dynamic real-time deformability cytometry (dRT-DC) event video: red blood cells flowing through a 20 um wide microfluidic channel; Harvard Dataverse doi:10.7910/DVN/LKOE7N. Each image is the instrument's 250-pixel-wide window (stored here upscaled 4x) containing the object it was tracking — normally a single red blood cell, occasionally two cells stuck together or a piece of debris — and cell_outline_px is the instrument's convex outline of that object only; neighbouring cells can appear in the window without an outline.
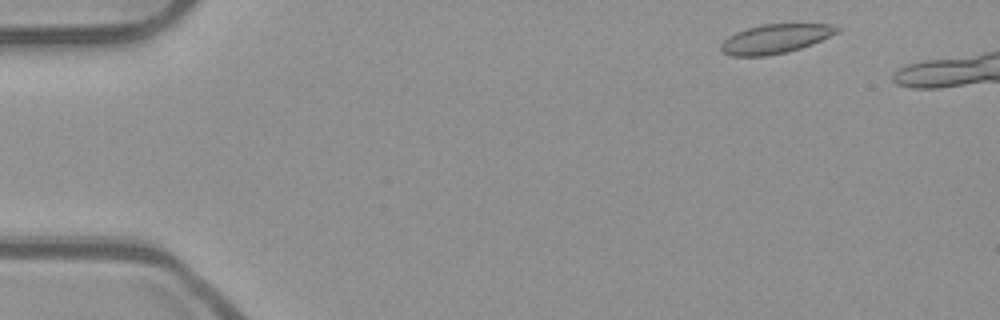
{"species": "common noctule bat (a hibernating species)", "species_latin": "Nyctalus noctula", "temperature_condition": "room temperature", "stored_images_in_passage": 43, "camera_frame_rate_fps": 3000, "um_per_image_px": 0.085, "animal": {"sex": "male", "body_mass_g": 23.1, "forearm_length_mm": 52.7}, "frame": {"image": 1, "passage_image": 2, "time_ms": 0.333, "image_size_px": [1000, 320], "cell_outline_px": [[840, 32], [812, 44], [788, 52], [764, 56], [732, 56], [724, 52], [720, 48], [720, 44], [728, 36], [736, 32], [748, 28], [764, 24], [832, 24], [840, 28]], "centroid_in_image_um": [65.92, 3.3], "position_along_channel_um": 19.1, "area_um2": 19.71}}
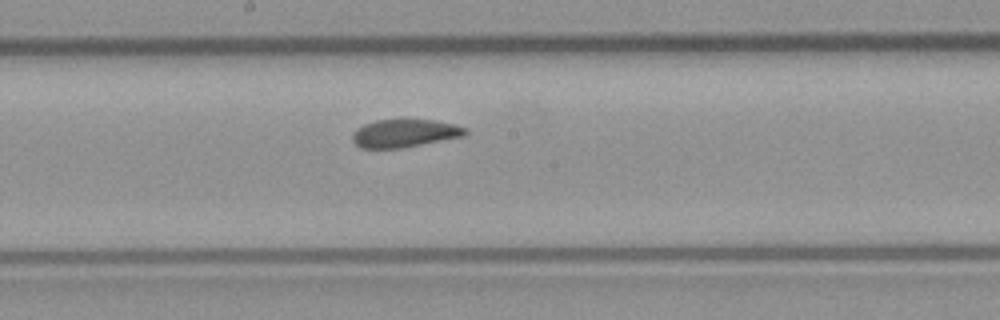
{"frame": {"image": 2, "passage_image": 25, "time_ms": 8.0, "image_size_px": [1000, 320], "cell_outline_px": [[468, 132], [464, 136], [400, 148], [360, 148], [352, 140], [352, 132], [356, 128], [364, 124], [376, 120], [404, 116], [432, 120], [456, 124], [468, 128]], "centroid_in_image_um": [34.39, 11.27], "position_along_channel_um": 213.8, "area_um2": 19.19}}
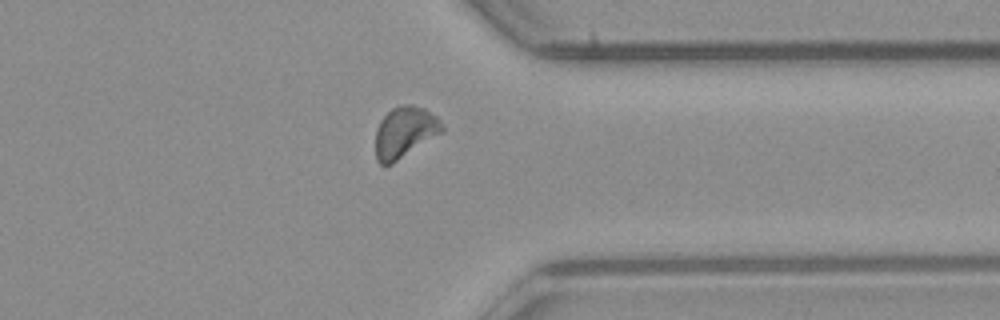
{"frame": {"image": 3, "passage_image": 38, "time_ms": 12.333, "image_size_px": [1000, 320], "cell_outline_px": [[444, 132], [392, 164], [380, 164], [376, 160], [376, 128], [380, 120], [392, 108], [400, 104], [412, 104], [424, 108], [436, 116], [440, 120], [444, 128]], "centroid_in_image_um": [34.42, 11.23], "position_along_channel_um": 377.0, "area_um2": 20.0}}